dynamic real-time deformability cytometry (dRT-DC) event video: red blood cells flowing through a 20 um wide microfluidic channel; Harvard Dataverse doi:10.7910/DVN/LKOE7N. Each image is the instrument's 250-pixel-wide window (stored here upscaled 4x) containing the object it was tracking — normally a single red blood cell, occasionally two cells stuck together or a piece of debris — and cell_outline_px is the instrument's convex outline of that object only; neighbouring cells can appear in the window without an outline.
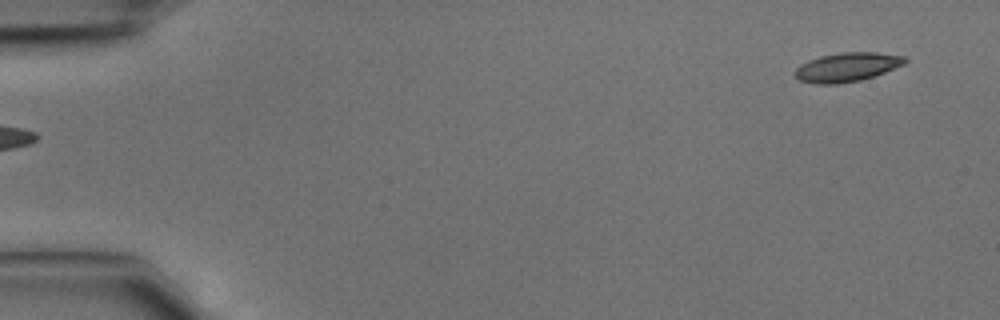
{"species": "common noctule bat (a hibernating species)", "species_latin": "Nyctalus noctula", "temperature_condition": "cold", "stored_images_in_passage": 4, "camera_frame_rate_fps": 3000, "um_per_image_px": 0.085, "animal": {"sex": "male", "body_mass_g": 15.6}, "frame": {"image": 1, "passage_image": 4, "time_ms": 1.0, "image_size_px": [1000, 320], "cell_outline_px": [[908, 60], [904, 64], [884, 72], [860, 80], [836, 84], [812, 84], [800, 80], [796, 76], [796, 68], [800, 64], [808, 60], [820, 56], [840, 52], [876, 52], [904, 56]], "centroid_in_image_um": [71.98, 5.7], "position_along_channel_um": 13.0, "area_um2": 18.5}}